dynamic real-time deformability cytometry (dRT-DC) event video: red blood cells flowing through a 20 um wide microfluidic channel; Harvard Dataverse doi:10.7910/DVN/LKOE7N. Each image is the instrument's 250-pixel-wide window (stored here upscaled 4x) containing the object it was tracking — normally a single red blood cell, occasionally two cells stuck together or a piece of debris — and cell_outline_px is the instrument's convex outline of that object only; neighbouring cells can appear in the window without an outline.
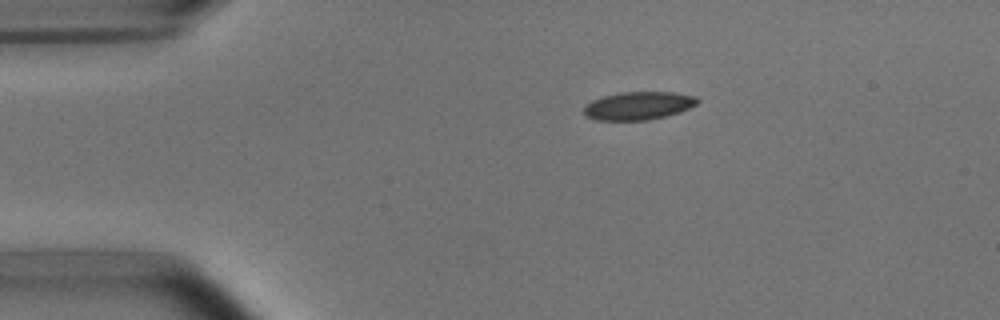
{"species": "common noctule bat (a hibernating species)", "species_latin": "Nyctalus noctula", "temperature_condition": "room temperature", "stored_images_in_passage": 6, "camera_frame_rate_fps": 3000, "um_per_image_px": 0.085, "animal": {"sex": "male", "body_mass_g": 15.6}, "frame": {"image": 1, "passage_image": 1, "time_ms": 0.0, "image_size_px": [1000, 320], "cell_outline_px": [[700, 100], [696, 104], [680, 112], [648, 120], [596, 120], [584, 116], [584, 108], [592, 100], [604, 96], [620, 92], [672, 92], [696, 96]], "centroid_in_image_um": [54.26, 8.98], "position_along_channel_um": 30.7, "area_um2": 18.5}}
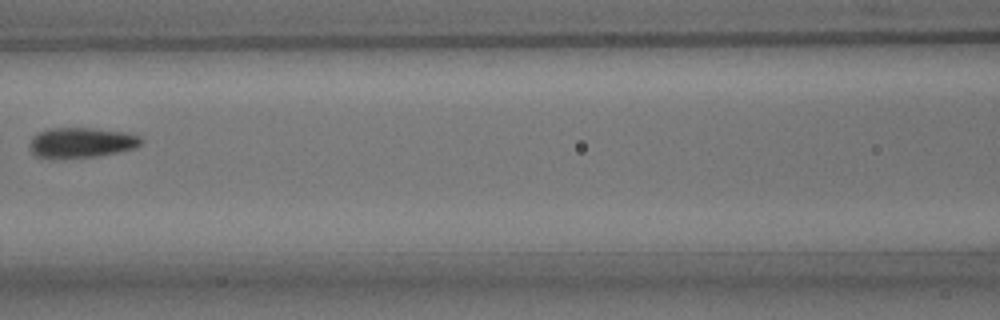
{"frame": {"image": 2, "passage_image": 5, "time_ms": 4.667, "image_size_px": [1000, 320], "cell_outline_px": [[144, 140], [136, 148], [96, 156], [36, 156], [32, 152], [32, 140], [40, 132], [48, 128], [92, 128], [128, 132], [140, 136]], "centroid_in_image_um": [7.04, 12.08], "position_along_channel_um": 159.6, "area_um2": 18.84}}
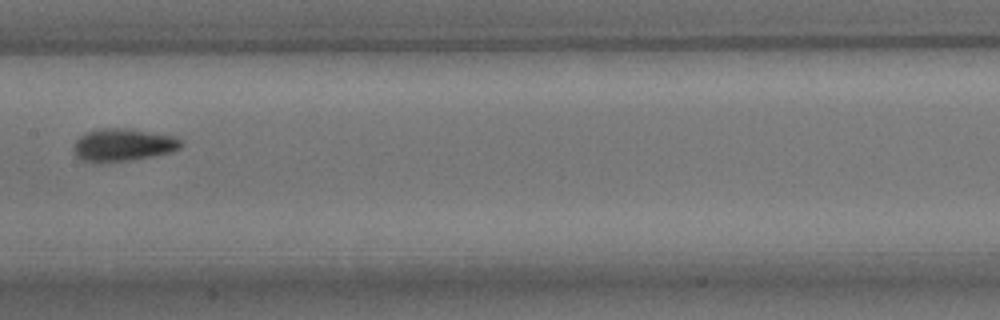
{"frame": {"image": 3, "passage_image": 6, "time_ms": 5.667, "image_size_px": [1000, 320], "cell_outline_px": [[184, 144], [180, 148], [172, 152], [152, 156], [128, 160], [84, 160], [76, 156], [72, 148], [76, 140], [80, 136], [88, 132], [100, 128], [124, 128], [176, 136], [184, 140]], "centroid_in_image_um": [10.53, 12.28], "position_along_channel_um": 196.9, "area_um2": 20.0}}